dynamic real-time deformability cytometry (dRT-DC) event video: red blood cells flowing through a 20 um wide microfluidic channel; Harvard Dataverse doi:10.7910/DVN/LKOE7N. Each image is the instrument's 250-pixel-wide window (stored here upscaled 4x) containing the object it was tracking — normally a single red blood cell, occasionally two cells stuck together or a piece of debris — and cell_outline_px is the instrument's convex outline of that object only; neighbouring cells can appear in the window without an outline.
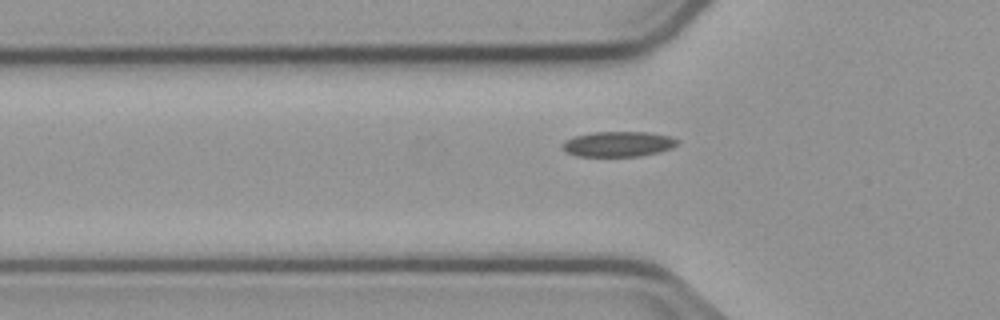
{"species": "common noctule bat (a hibernating species)", "species_latin": "Nyctalus noctula", "temperature_condition": "cold", "stored_images_in_passage": 4, "camera_frame_rate_fps": 3000, "um_per_image_px": 0.085, "animal": {"sex": "male", "body_mass_g": 23.1, "forearm_length_mm": 52.7}, "frame": {"image": 1, "passage_image": 4, "time_ms": 3.333, "image_size_px": [1000, 320], "cell_outline_px": [[680, 140], [672, 148], [660, 152], [640, 156], [576, 156], [560, 148], [560, 144], [564, 140], [572, 136], [592, 132], [648, 132], [672, 136]], "centroid_in_image_um": [52.52, 12.23], "position_along_channel_um": 73.3, "area_um2": 17.22}}